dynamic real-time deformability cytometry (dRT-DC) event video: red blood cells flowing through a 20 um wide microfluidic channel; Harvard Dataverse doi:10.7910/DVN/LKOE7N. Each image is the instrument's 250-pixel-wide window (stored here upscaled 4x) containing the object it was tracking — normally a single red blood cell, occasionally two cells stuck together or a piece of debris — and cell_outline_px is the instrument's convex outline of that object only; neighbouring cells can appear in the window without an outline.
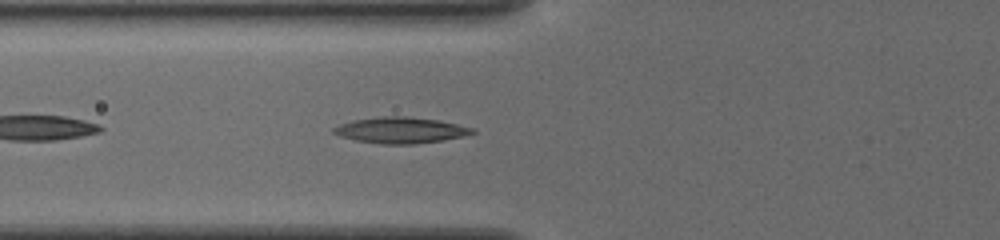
{"species": "common noctule bat (a hibernating species)", "species_latin": "Nyctalus noctula", "temperature_condition": "cold", "stored_images_in_passage": 38, "camera_frame_rate_fps": 3000, "um_per_image_px": 0.085, "animal": {"sex": "female", "body_mass_g": 19.5, "forearm_length_mm": 54.1}, "frame": {"image": 1, "passage_image": 5, "time_ms": 1.333, "image_size_px": [1000, 240], "cell_outline_px": [[476, 132], [464, 136], [444, 140], [412, 144], [380, 144], [356, 140], [340, 136], [332, 132], [332, 128], [340, 124], [356, 120], [384, 116], [404, 116], [436, 120], [476, 128]], "centroid_in_image_um": [34.07, 11.07], "position_along_channel_um": 91.7, "area_um2": 20.87}}
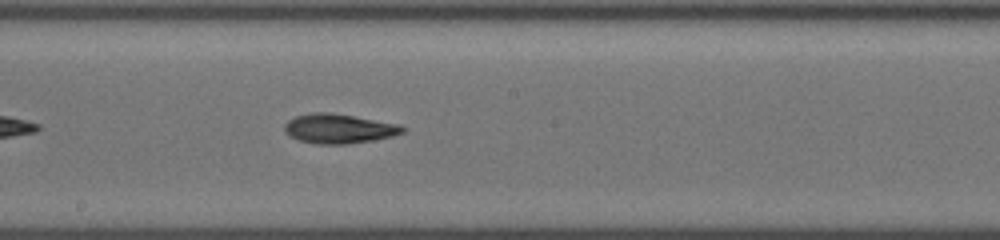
{"frame": {"image": 2, "passage_image": 15, "time_ms": 4.667, "image_size_px": [1000, 240], "cell_outline_px": [[404, 132], [392, 136], [372, 140], [348, 144], [316, 144], [300, 140], [288, 136], [284, 132], [284, 124], [288, 120], [296, 116], [312, 112], [328, 112], [352, 116], [396, 124], [404, 128]], "centroid_in_image_um": [28.72, 10.94], "position_along_channel_um": 219.5, "area_um2": 20.06}}
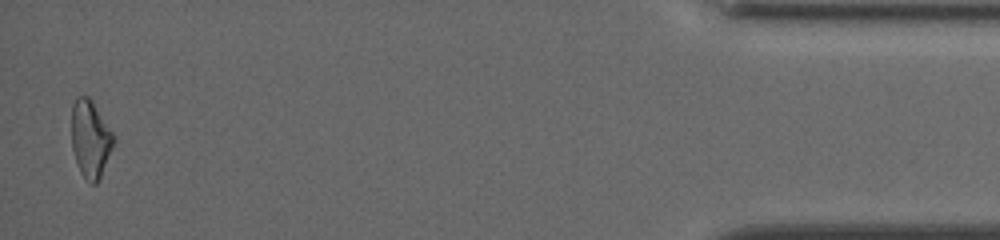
{"frame": {"image": 3, "passage_image": 37, "time_ms": 12.0, "image_size_px": [1000, 240], "cell_outline_px": [[116, 140], [100, 176], [96, 184], [92, 184], [80, 172], [72, 148], [72, 104], [76, 96], [88, 96], [92, 100], [116, 136]], "centroid_in_image_um": [7.7, 11.76], "position_along_channel_um": 427.5, "area_um2": 18.96}, "authors_computed_cell_mechanics": {"area_um2": 19.5942, "velocity_mm_per_s": 3.8181, "shape_relaxation_time_tau1_ms": 10.8635, "shape_relaxation_time_tau2_ms": null, "deformation_change_tau1": 0.2492, "deformation_change_tau2": null}}